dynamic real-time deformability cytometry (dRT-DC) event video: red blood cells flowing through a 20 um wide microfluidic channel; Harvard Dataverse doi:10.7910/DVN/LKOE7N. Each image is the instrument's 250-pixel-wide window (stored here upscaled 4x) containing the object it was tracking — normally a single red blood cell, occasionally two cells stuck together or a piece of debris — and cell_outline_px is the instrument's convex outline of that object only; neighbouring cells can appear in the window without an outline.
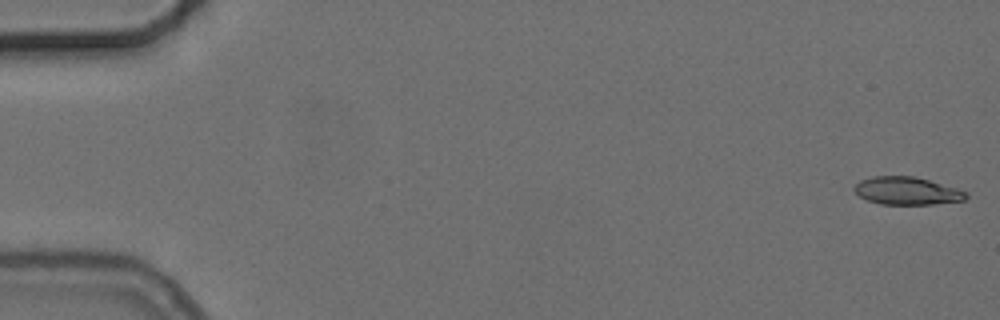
{"species": "common noctule bat (a hibernating species)", "species_latin": "Nyctalus noctula", "temperature_condition": "cold", "stored_images_in_passage": 4, "camera_frame_rate_fps": 3000, "um_per_image_px": 0.085, "animal": {"sex": "female", "body_mass_g": 24.6, "forearm_length_mm": 56.2}, "frame": {"image": 1, "passage_image": 1, "time_ms": 0.0, "image_size_px": [1000, 320], "cell_outline_px": [[968, 196], [964, 200], [932, 204], [880, 204], [868, 200], [860, 196], [852, 188], [860, 180], [872, 176], [912, 176], [928, 180], [956, 188], [968, 192]], "centroid_in_image_um": [77.07, 16.22], "position_along_channel_um": 7.9, "area_um2": 17.92}}